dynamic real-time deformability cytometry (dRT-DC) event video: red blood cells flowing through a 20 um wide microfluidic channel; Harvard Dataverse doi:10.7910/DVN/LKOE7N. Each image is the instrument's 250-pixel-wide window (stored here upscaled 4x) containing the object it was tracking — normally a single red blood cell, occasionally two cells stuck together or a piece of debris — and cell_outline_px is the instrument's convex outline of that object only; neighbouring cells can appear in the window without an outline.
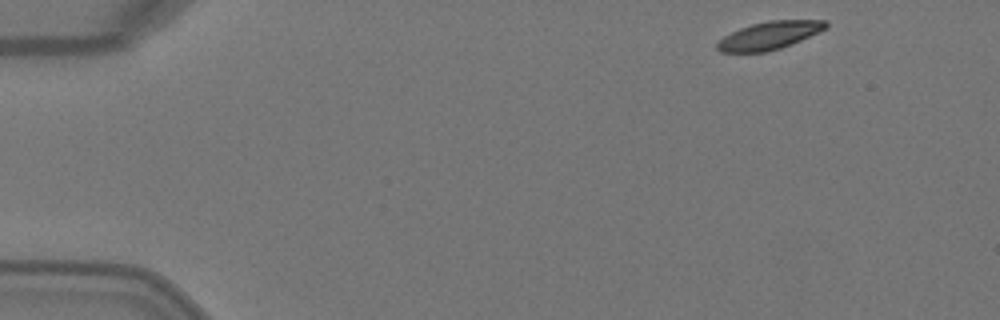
{"species": "Egyptian fruit bat (a non-hibernating species)", "species_latin": "Rousettus aegyptiacus", "temperature_condition": "warm", "stored_images_in_passage": 3, "camera_frame_rate_fps": 3000, "um_per_image_px": 0.085, "animal": {"sex": "female"}, "frame": {"image": 1, "passage_image": 1, "time_ms": 0.0, "image_size_px": [1000, 320], "cell_outline_px": [[828, 28], [820, 32], [792, 44], [768, 52], [720, 52], [716, 48], [716, 44], [724, 36], [740, 28], [752, 24], [768, 20], [828, 20]], "centroid_in_image_um": [65.43, 3.01], "position_along_channel_um": 19.6, "area_um2": 17.74}}
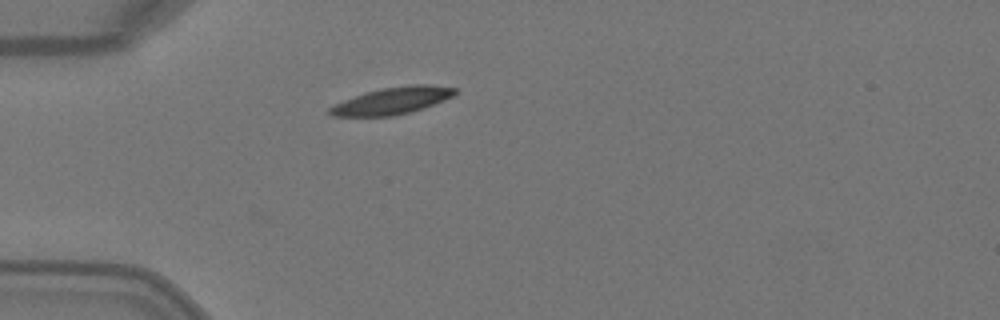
{"frame": {"image": 2, "passage_image": 3, "time_ms": 0.667, "image_size_px": [1000, 320], "cell_outline_px": [[456, 92], [452, 96], [424, 108], [412, 112], [392, 116], [332, 116], [328, 112], [328, 108], [344, 100], [368, 92], [384, 88], [412, 84], [428, 84], [456, 88]], "centroid_in_image_um": [33.35, 8.57], "position_along_channel_um": 51.6, "area_um2": 19.36}}